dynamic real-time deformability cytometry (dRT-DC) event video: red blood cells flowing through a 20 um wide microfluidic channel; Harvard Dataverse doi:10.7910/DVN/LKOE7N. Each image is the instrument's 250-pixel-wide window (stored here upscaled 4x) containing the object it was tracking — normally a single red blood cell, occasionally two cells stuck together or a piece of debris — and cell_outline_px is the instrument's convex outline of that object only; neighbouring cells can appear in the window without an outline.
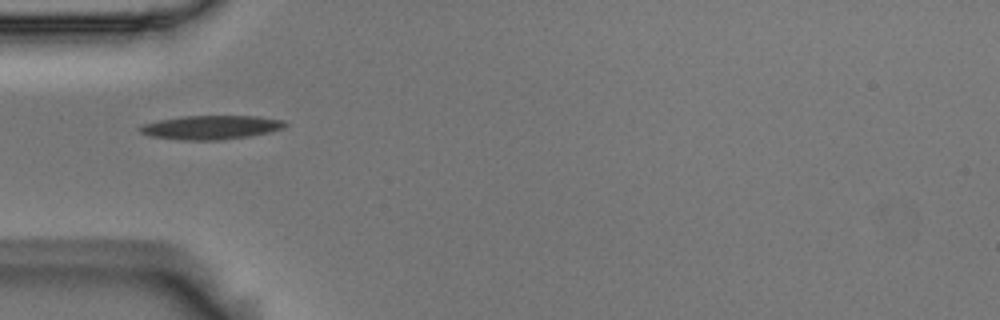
{"species": "Egyptian fruit bat (a non-hibernating species)", "species_latin": "Rousettus aegyptiacus", "temperature_condition": "room temperature", "stored_images_in_passage": 38, "camera_frame_rate_fps": 3000, "um_per_image_px": 0.085, "animal": {"sex": "male"}, "frame": {"image": 1, "passage_image": 1, "time_ms": 0.0, "image_size_px": [1000, 320], "cell_outline_px": [[288, 124], [284, 128], [252, 136], [220, 140], [180, 140], [152, 136], [140, 132], [136, 128], [140, 124], [156, 120], [180, 116], [260, 116], [284, 120]], "centroid_in_image_um": [17.91, 10.82], "position_along_channel_um": 67.1, "area_um2": 20.58}}
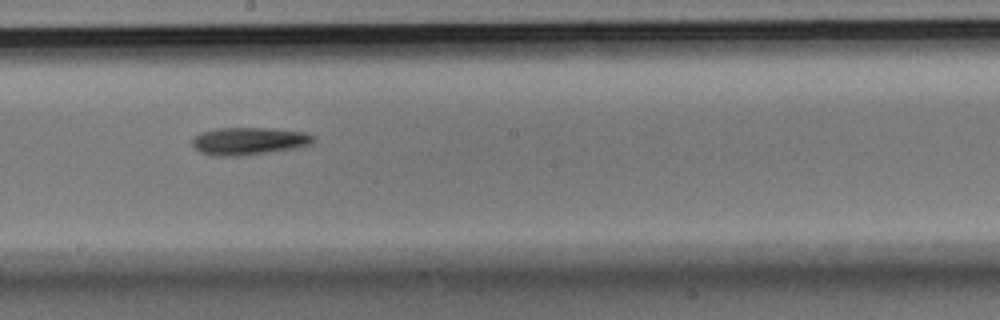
{"frame": {"image": 2, "passage_image": 14, "time_ms": 4.333, "image_size_px": [1000, 320], "cell_outline_px": [[316, 140], [312, 144], [296, 148], [240, 156], [220, 156], [200, 152], [192, 144], [192, 136], [200, 132], [216, 128], [268, 128], [304, 132], [316, 136]], "centroid_in_image_um": [21.17, 11.98], "position_along_channel_um": 227.0, "area_um2": 19.54}}
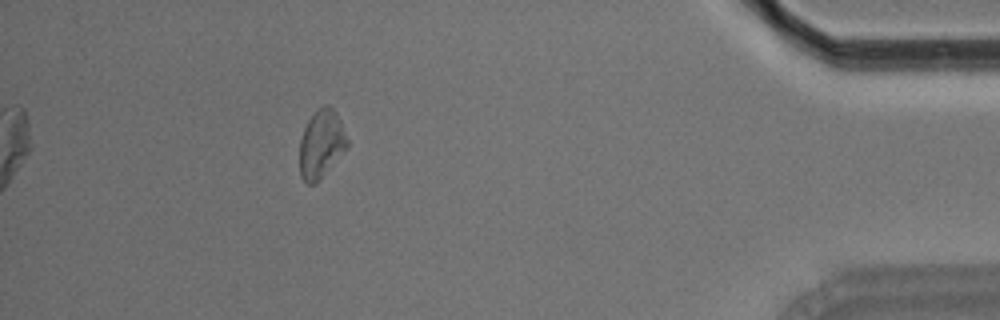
{"frame": {"image": 3, "passage_image": 33, "time_ms": 10.667, "image_size_px": [1000, 320], "cell_outline_px": [[348, 148], [320, 180], [312, 184], [308, 184], [300, 176], [300, 140], [304, 128], [308, 120], [324, 104], [328, 104], [336, 112], [340, 120], [348, 140]], "centroid_in_image_um": [27.32, 12.26], "position_along_channel_um": 407.9, "area_um2": 18.9}, "authors_computed_cell_mechanics": {"area_um2": 19.1029, "velocity_mm_per_s": 3.6824, "shape_relaxation_time_tau1_ms": 3.8792, "shape_relaxation_time_tau2_ms": null, "deformation_change_tau1": 0.1077, "deformation_change_tau2": null}}